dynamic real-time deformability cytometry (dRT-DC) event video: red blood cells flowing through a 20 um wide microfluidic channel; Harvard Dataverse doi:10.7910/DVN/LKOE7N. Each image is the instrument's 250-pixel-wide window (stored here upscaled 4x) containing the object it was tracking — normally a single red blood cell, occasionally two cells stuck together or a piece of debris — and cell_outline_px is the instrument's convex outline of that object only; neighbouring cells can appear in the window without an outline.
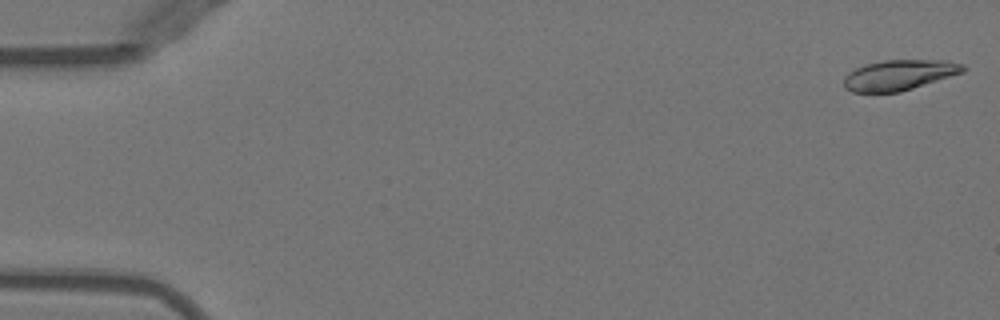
{"species": "Egyptian fruit bat (a non-hibernating species)", "species_latin": "Rousettus aegyptiacus", "temperature_condition": "warm", "stored_images_in_passage": 15, "camera_frame_rate_fps": 3000, "um_per_image_px": 0.085, "animal": {"sex": "female"}, "frame": {"image": 1, "passage_image": 1, "time_ms": 0.0, "image_size_px": [1000, 320], "cell_outline_px": [[968, 68], [964, 72], [900, 92], [852, 92], [844, 88], [844, 76], [856, 68], [864, 64], [884, 60], [948, 60], [964, 64]], "centroid_in_image_um": [76.46, 6.37], "position_along_channel_um": 8.5, "area_um2": 21.21}}
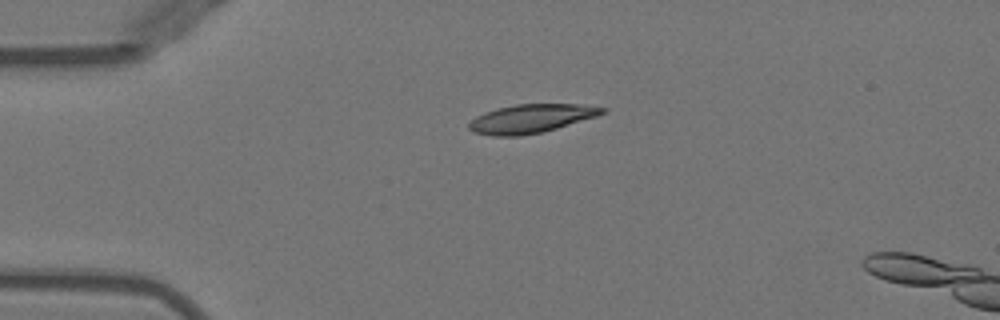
{"frame": {"image": 2, "passage_image": 12, "time_ms": 3.667, "image_size_px": [1000, 320], "cell_outline_px": [[608, 112], [596, 116], [556, 128], [540, 132], [520, 136], [492, 136], [472, 132], [468, 128], [468, 124], [476, 116], [500, 108], [516, 104], [580, 104], [608, 108]], "centroid_in_image_um": [45.16, 10.08], "position_along_channel_um": 39.8, "area_um2": 22.02}}